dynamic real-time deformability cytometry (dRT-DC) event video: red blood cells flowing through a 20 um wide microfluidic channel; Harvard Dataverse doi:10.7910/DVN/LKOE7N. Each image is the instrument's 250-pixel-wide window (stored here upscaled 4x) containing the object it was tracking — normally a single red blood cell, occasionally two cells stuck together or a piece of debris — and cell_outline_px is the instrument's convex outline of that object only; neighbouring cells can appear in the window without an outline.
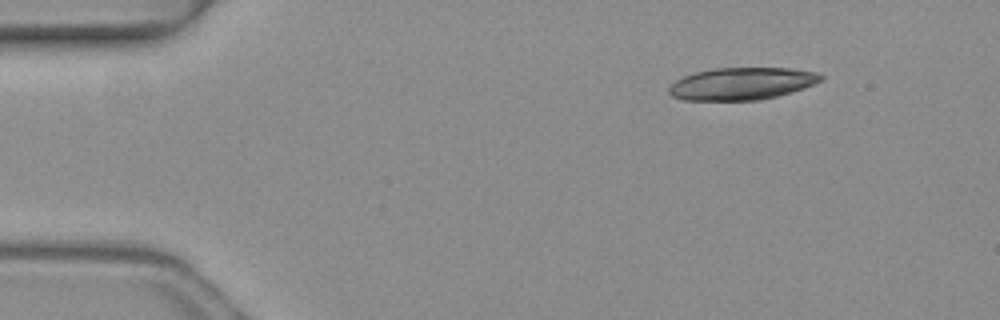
{"species": "common noctule bat (a hibernating species)", "species_latin": "Nyctalus noctula", "temperature_condition": "warm", "stored_images_in_passage": 3, "camera_frame_rate_fps": 3000, "um_per_image_px": 0.085, "animal": {"sex": "female", "body_mass_g": 19.3, "forearm_length_mm": 54.1}, "frame": {"image": 1, "passage_image": 1, "time_ms": 0.0, "image_size_px": [1000, 320], "cell_outline_px": [[824, 76], [820, 80], [804, 88], [776, 96], [760, 100], [684, 100], [672, 96], [668, 92], [668, 88], [676, 80], [684, 76], [696, 72], [716, 68], [792, 68], [816, 72]], "centroid_in_image_um": [63.03, 7.11], "position_along_channel_um": 22.0, "area_um2": 28.38}}